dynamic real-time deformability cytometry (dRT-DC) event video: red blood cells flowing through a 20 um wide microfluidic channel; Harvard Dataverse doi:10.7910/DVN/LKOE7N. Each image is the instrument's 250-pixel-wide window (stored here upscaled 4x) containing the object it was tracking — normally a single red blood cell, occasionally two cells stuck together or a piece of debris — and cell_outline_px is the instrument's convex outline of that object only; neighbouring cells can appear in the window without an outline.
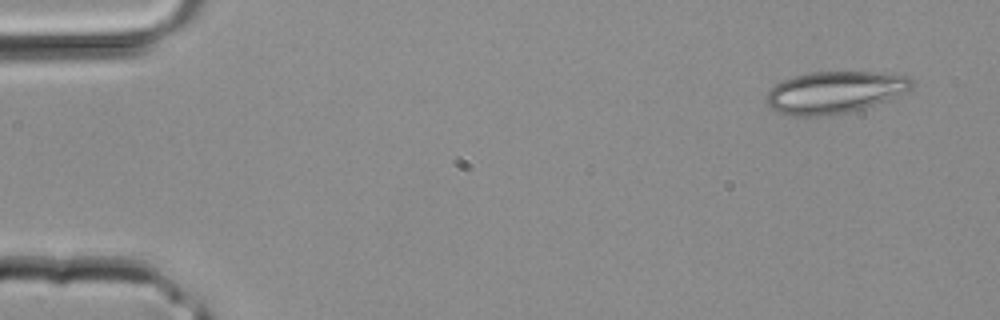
{"species": "common noctule bat (a hibernating species)", "species_latin": "Nyctalus noctula", "temperature_condition": "room temperature", "stored_images_in_passage": 2, "camera_frame_rate_fps": 3000, "um_per_image_px": 0.085, "animal": {"sex": "male", "body_mass_g": 20.4}, "frame": {"image": 1, "passage_image": 1, "time_ms": 0.0, "image_size_px": [1000, 320], "cell_outline_px": [[912, 88], [908, 92], [852, 112], [820, 116], [792, 116], [776, 112], [764, 100], [768, 92], [776, 84], [784, 80], [808, 72], [880, 72], [908, 76], [912, 80]], "centroid_in_image_um": [70.95, 7.85], "position_along_channel_um": 14.1, "area_um2": 35.6}}